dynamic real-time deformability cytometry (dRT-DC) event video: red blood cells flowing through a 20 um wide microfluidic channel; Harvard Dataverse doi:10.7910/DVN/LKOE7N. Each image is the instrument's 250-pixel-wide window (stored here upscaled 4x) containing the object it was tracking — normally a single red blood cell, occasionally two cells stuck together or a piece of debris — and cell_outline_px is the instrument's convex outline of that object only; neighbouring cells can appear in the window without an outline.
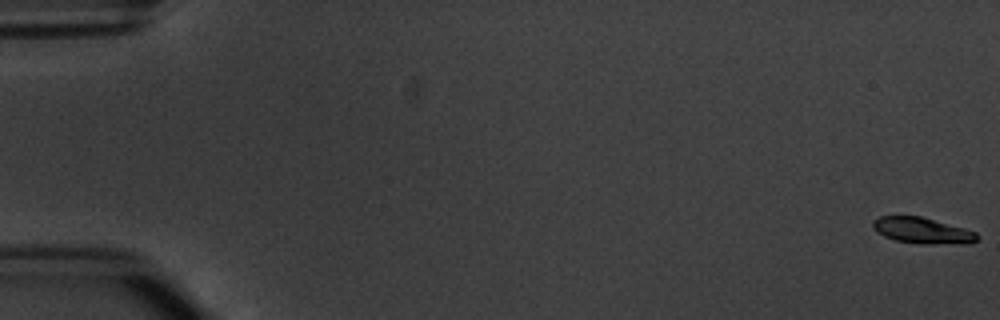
{"species": "common noctule bat (a hibernating species)", "species_latin": "Nyctalus noctula", "temperature_condition": "warm", "stored_images_in_passage": 6, "camera_frame_rate_fps": 3000, "um_per_image_px": 0.085, "animal": {"sex": "male", "body_mass_g": 20.1, "forearm_length_mm": 53.5}, "frame": {"image": 1, "passage_image": 1, "time_ms": 0.0, "image_size_px": [1000, 320], "cell_outline_px": [[980, 236], [976, 240], [968, 244], [920, 244], [896, 240], [884, 236], [876, 232], [872, 228], [872, 220], [880, 216], [920, 216], [964, 228], [976, 232]], "centroid_in_image_um": [78.39, 19.6], "position_along_channel_um": 6.6, "area_um2": 15.95}}
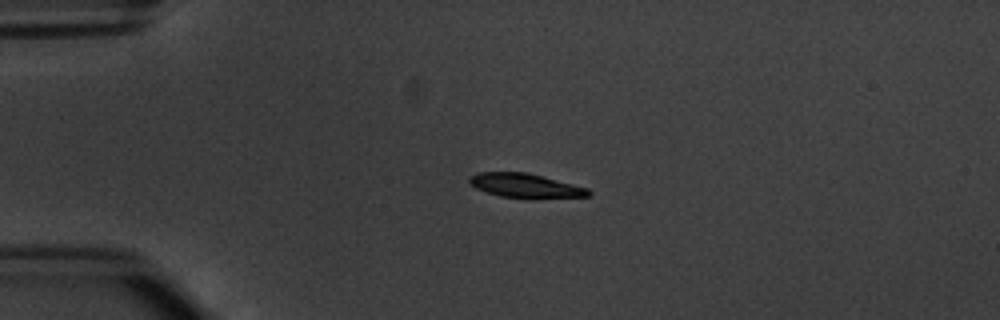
{"frame": {"image": 2, "passage_image": 4, "time_ms": 4.333, "image_size_px": [1000, 320], "cell_outline_px": [[592, 192], [588, 196], [500, 196], [476, 188], [468, 184], [468, 176], [476, 172], [528, 172], [544, 176], [588, 188]], "centroid_in_image_um": [44.56, 15.72], "position_along_channel_um": 40.4, "area_um2": 16.13}}